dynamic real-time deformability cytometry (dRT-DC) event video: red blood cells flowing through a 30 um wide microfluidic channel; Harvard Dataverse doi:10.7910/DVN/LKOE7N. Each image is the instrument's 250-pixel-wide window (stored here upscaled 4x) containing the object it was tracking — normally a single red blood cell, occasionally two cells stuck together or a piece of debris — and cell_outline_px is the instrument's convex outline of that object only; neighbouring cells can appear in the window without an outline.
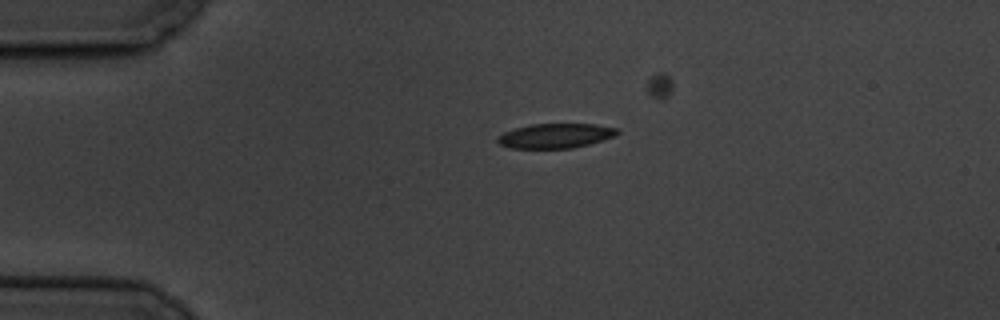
{"species": "common noctule bat (a hibernating species)", "species_latin": "Nyctalus noctula", "temperature_condition": "cold", "stored_images_in_passage": 3, "camera_frame_rate_fps": 3000, "um_per_image_px": 0.085, "animal": {"sex": "male", "body_mass_g": 19.5, "forearm_length_mm": 54.6}, "frame": {"image": 1, "passage_image": 1, "time_ms": 0.0, "image_size_px": [1000, 320], "cell_outline_px": [[620, 132], [616, 136], [588, 144], [572, 148], [512, 148], [500, 144], [496, 140], [496, 136], [504, 132], [528, 124], [596, 124], [616, 128]], "centroid_in_image_um": [47.21, 11.53], "position_along_channel_um": 37.8, "area_um2": 17.17}}